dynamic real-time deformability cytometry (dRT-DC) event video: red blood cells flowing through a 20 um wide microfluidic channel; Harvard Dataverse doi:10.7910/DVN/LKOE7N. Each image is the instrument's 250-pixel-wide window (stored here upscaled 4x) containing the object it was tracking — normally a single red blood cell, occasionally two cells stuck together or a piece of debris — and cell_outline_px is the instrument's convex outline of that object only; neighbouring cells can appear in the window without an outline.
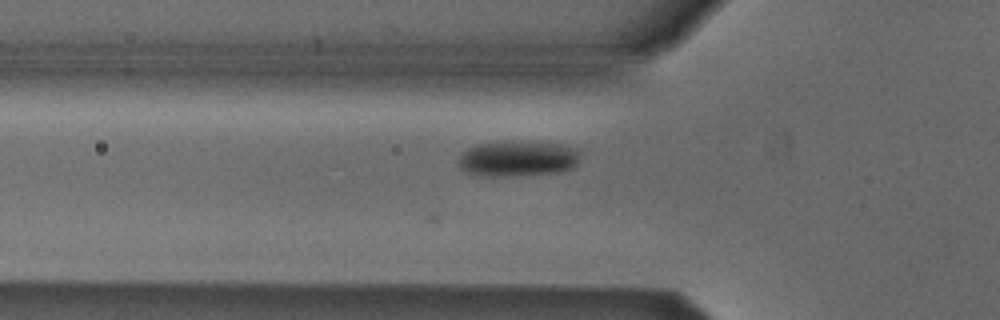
{"species": "Egyptian fruit bat (a non-hibernating species)", "species_latin": "Rousettus aegyptiacus", "temperature_condition": "cold", "stored_images_in_passage": 28, "camera_frame_rate_fps": 3000, "um_per_image_px": 0.085, "animal": {"sex": "male"}, "frame": {"image": 1, "passage_image": 5, "time_ms": 1.333, "image_size_px": [1000, 320], "cell_outline_px": [[580, 152], [576, 164], [572, 168], [556, 172], [504, 176], [484, 176], [464, 172], [460, 168], [456, 160], [468, 148], [476, 144], [508, 140], [540, 140], [560, 144], [576, 148]], "centroid_in_image_um": [43.98, 13.44], "position_along_channel_um": 81.8, "area_um2": 25.89}}
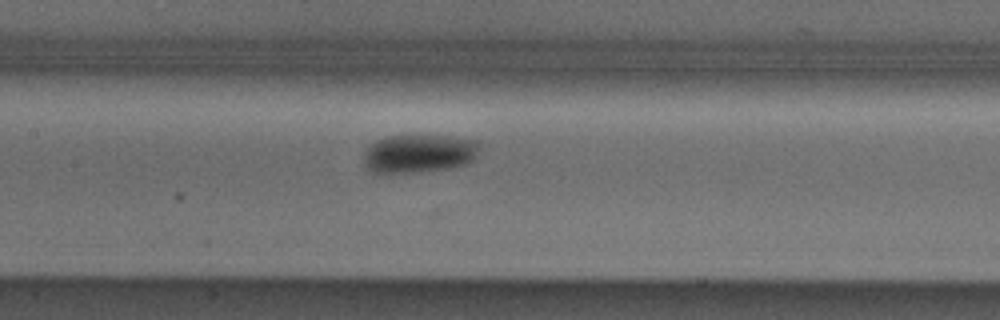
{"frame": {"image": 2, "passage_image": 12, "time_ms": 3.667, "image_size_px": [1000, 320], "cell_outline_px": [[480, 148], [476, 156], [472, 160], [464, 164], [448, 168], [420, 172], [388, 176], [372, 172], [364, 168], [364, 152], [372, 144], [388, 136], [452, 136], [476, 140], [480, 144]], "centroid_in_image_um": [35.57, 13.1], "position_along_channel_um": 171.8, "area_um2": 26.41}}
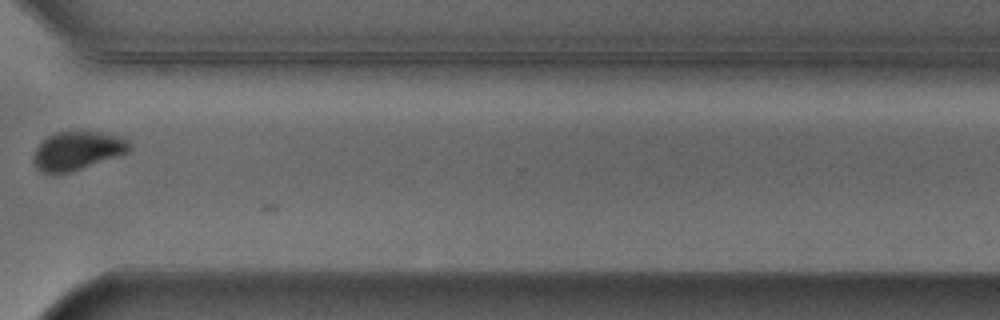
{"frame": {"image": 3, "passage_image": 27, "time_ms": 8.667, "image_size_px": [1000, 320], "cell_outline_px": [[128, 152], [72, 172], [56, 176], [52, 176], [40, 172], [36, 168], [32, 156], [36, 148], [48, 136], [56, 132], [104, 132], [124, 136], [128, 140]], "centroid_in_image_um": [6.53, 12.84], "position_along_channel_um": 364.1, "area_um2": 21.85}}